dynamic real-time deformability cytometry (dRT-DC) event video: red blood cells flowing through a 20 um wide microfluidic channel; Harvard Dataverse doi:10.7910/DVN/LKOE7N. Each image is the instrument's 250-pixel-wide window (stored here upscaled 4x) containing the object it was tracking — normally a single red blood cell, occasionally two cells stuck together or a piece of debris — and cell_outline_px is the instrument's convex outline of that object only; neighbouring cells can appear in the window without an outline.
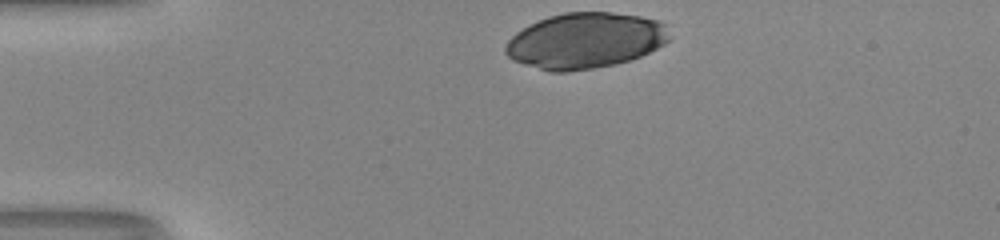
{"species": "human", "species_latin": "Homo sapiens", "temperature_condition": "room temperature", "stored_images_in_passage": 7, "camera_frame_rate_fps": 3000, "um_per_image_px": 0.085, "donor": {"sex": "male"}, "frame": {"image": 1, "passage_image": 1, "time_ms": 0.0, "image_size_px": [1000, 240], "cell_outline_px": [[660, 44], [636, 56], [624, 60], [608, 64], [584, 68], [544, 68], [516, 60], [508, 52], [508, 44], [524, 28], [540, 20], [552, 16], [572, 12], [604, 12], [636, 16], [652, 20], [656, 24], [660, 40]], "centroid_in_image_um": [49.63, 3.4], "position_along_channel_um": 35.4, "area_um2": 47.97}}